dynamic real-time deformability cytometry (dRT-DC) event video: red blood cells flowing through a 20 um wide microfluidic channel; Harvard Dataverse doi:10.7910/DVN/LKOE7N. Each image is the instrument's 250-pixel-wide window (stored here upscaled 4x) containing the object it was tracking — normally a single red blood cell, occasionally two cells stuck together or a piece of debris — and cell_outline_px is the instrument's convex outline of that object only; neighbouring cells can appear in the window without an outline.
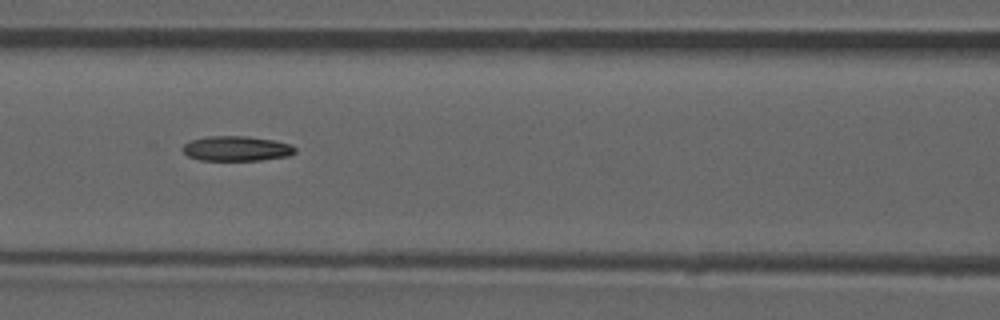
{"species": "common noctule bat (a hibernating species)", "species_latin": "Nyctalus noctula", "temperature_condition": "room temperature", "stored_images_in_passage": 52, "camera_frame_rate_fps": 3000, "um_per_image_px": 0.085, "animal": {"sex": "male", "forearm_length_mm": 52.5}, "frame": {"image": 1, "passage_image": 23, "time_ms": 7.333, "image_size_px": [1000, 320], "cell_outline_px": [[296, 152], [288, 156], [260, 160], [200, 160], [188, 156], [180, 148], [184, 144], [192, 140], [208, 136], [248, 136], [272, 140], [292, 144], [296, 148]], "centroid_in_image_um": [20.11, 12.62], "position_along_channel_um": 146.5, "area_um2": 16.36}}